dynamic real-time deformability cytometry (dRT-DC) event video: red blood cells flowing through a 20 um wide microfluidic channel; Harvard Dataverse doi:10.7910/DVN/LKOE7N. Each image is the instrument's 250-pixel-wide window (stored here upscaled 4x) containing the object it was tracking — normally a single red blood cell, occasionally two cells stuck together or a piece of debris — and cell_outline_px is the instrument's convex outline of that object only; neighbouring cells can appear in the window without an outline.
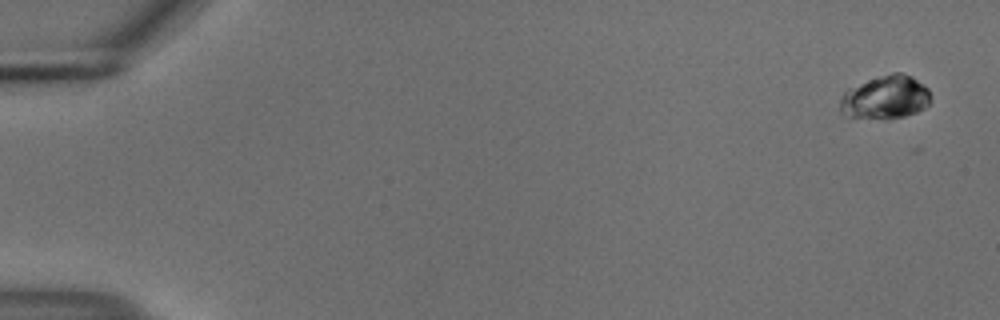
{"species": "common noctule bat (a hibernating species)", "species_latin": "Nyctalus noctula", "temperature_condition": "cold", "stored_images_in_passage": 5, "camera_frame_rate_fps": 3000, "um_per_image_px": 0.085, "animal": {"sex": "male", "body_mass_g": 18.8}, "frame": {"image": 1, "passage_image": 1, "time_ms": 0.0, "image_size_px": [1000, 320], "cell_outline_px": [[928, 104], [924, 108], [916, 112], [904, 116], [888, 120], [852, 116], [840, 112], [840, 100], [844, 92], [848, 88], [868, 80], [892, 72], [900, 72], [912, 76], [928, 88]], "centroid_in_image_um": [75.25, 8.27], "position_along_channel_um": 9.8, "area_um2": 22.77}}